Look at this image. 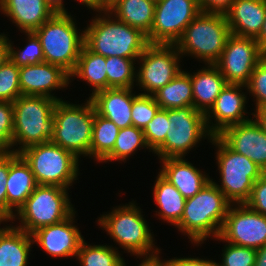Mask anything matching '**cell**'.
Returning a JSON list of instances; mask_svg holds the SVG:
<instances>
[{"instance_id":"6da1fadb","label":"cell","mask_w":266,"mask_h":266,"mask_svg":"<svg viewBox=\"0 0 266 266\" xmlns=\"http://www.w3.org/2000/svg\"><path fill=\"white\" fill-rule=\"evenodd\" d=\"M143 209L134 199L112 207L110 211L96 218L97 226L105 230L114 245L138 258H153L162 255V249L155 242L154 232L143 215ZM126 251V252H125Z\"/></svg>"},{"instance_id":"7a4b0ae2","label":"cell","mask_w":266,"mask_h":266,"mask_svg":"<svg viewBox=\"0 0 266 266\" xmlns=\"http://www.w3.org/2000/svg\"><path fill=\"white\" fill-rule=\"evenodd\" d=\"M231 205L210 180L199 193L186 199L181 220L174 227L181 235L188 237L192 245L201 247L208 238L213 240L220 235Z\"/></svg>"},{"instance_id":"3957f363","label":"cell","mask_w":266,"mask_h":266,"mask_svg":"<svg viewBox=\"0 0 266 266\" xmlns=\"http://www.w3.org/2000/svg\"><path fill=\"white\" fill-rule=\"evenodd\" d=\"M95 12L96 15H93L84 27V44L92 52L104 57L139 59L149 45L146 35L139 29L119 21L107 10Z\"/></svg>"},{"instance_id":"277c9868","label":"cell","mask_w":266,"mask_h":266,"mask_svg":"<svg viewBox=\"0 0 266 266\" xmlns=\"http://www.w3.org/2000/svg\"><path fill=\"white\" fill-rule=\"evenodd\" d=\"M56 103L53 98L34 95H21L12 103V152L19 154L29 146L51 141Z\"/></svg>"},{"instance_id":"5b68a950","label":"cell","mask_w":266,"mask_h":266,"mask_svg":"<svg viewBox=\"0 0 266 266\" xmlns=\"http://www.w3.org/2000/svg\"><path fill=\"white\" fill-rule=\"evenodd\" d=\"M73 16L71 12L56 13L33 31L42 45L44 62L61 67L69 75L75 69L85 40V29L78 27Z\"/></svg>"},{"instance_id":"8992f818","label":"cell","mask_w":266,"mask_h":266,"mask_svg":"<svg viewBox=\"0 0 266 266\" xmlns=\"http://www.w3.org/2000/svg\"><path fill=\"white\" fill-rule=\"evenodd\" d=\"M231 30L223 14L200 12L176 42L182 58L189 56L204 64H215L226 46Z\"/></svg>"},{"instance_id":"52a82bcc","label":"cell","mask_w":266,"mask_h":266,"mask_svg":"<svg viewBox=\"0 0 266 266\" xmlns=\"http://www.w3.org/2000/svg\"><path fill=\"white\" fill-rule=\"evenodd\" d=\"M70 102L65 99L57 101L55 105V125L51 142L72 152L79 159H90L94 104L89 97L82 104Z\"/></svg>"},{"instance_id":"ba28073f","label":"cell","mask_w":266,"mask_h":266,"mask_svg":"<svg viewBox=\"0 0 266 266\" xmlns=\"http://www.w3.org/2000/svg\"><path fill=\"white\" fill-rule=\"evenodd\" d=\"M219 181L211 180L232 204H243L249 199L254 182L265 172L250 158L230 149L218 136H212ZM217 149V150H216Z\"/></svg>"},{"instance_id":"9c48e42d","label":"cell","mask_w":266,"mask_h":266,"mask_svg":"<svg viewBox=\"0 0 266 266\" xmlns=\"http://www.w3.org/2000/svg\"><path fill=\"white\" fill-rule=\"evenodd\" d=\"M68 192L59 186L37 185L11 223L17 222L15 227L32 235L42 227L63 221L76 210Z\"/></svg>"},{"instance_id":"30bf717a","label":"cell","mask_w":266,"mask_h":266,"mask_svg":"<svg viewBox=\"0 0 266 266\" xmlns=\"http://www.w3.org/2000/svg\"><path fill=\"white\" fill-rule=\"evenodd\" d=\"M30 165L38 185L71 189L80 175V159L49 141L29 146L19 153Z\"/></svg>"},{"instance_id":"8fae6325","label":"cell","mask_w":266,"mask_h":266,"mask_svg":"<svg viewBox=\"0 0 266 266\" xmlns=\"http://www.w3.org/2000/svg\"><path fill=\"white\" fill-rule=\"evenodd\" d=\"M212 136L206 126L205 114L194 106L169 109L166 139L153 154L158 160L186 157L202 140L207 139L209 143Z\"/></svg>"},{"instance_id":"7c38bea8","label":"cell","mask_w":266,"mask_h":266,"mask_svg":"<svg viewBox=\"0 0 266 266\" xmlns=\"http://www.w3.org/2000/svg\"><path fill=\"white\" fill-rule=\"evenodd\" d=\"M181 60L175 45L149 44L137 60L135 87L141 94L153 95L182 70Z\"/></svg>"},{"instance_id":"4fadbf2b","label":"cell","mask_w":266,"mask_h":266,"mask_svg":"<svg viewBox=\"0 0 266 266\" xmlns=\"http://www.w3.org/2000/svg\"><path fill=\"white\" fill-rule=\"evenodd\" d=\"M200 12L199 0L157 1L153 26L146 36L148 43L175 45Z\"/></svg>"},{"instance_id":"5bb4252c","label":"cell","mask_w":266,"mask_h":266,"mask_svg":"<svg viewBox=\"0 0 266 266\" xmlns=\"http://www.w3.org/2000/svg\"><path fill=\"white\" fill-rule=\"evenodd\" d=\"M265 55L255 38L231 34L220 58L214 65L225 77L227 84L246 86L255 66Z\"/></svg>"},{"instance_id":"9a60e30c","label":"cell","mask_w":266,"mask_h":266,"mask_svg":"<svg viewBox=\"0 0 266 266\" xmlns=\"http://www.w3.org/2000/svg\"><path fill=\"white\" fill-rule=\"evenodd\" d=\"M225 242L253 248L266 245V216L243 204H232L219 235Z\"/></svg>"},{"instance_id":"2e32d148","label":"cell","mask_w":266,"mask_h":266,"mask_svg":"<svg viewBox=\"0 0 266 266\" xmlns=\"http://www.w3.org/2000/svg\"><path fill=\"white\" fill-rule=\"evenodd\" d=\"M247 95L248 91L245 85H225L213 106L205 114L206 126L213 136L219 135L231 125L243 123L253 118L250 116L253 115V112H248L247 107L249 106H246L249 101Z\"/></svg>"},{"instance_id":"e0dca14e","label":"cell","mask_w":266,"mask_h":266,"mask_svg":"<svg viewBox=\"0 0 266 266\" xmlns=\"http://www.w3.org/2000/svg\"><path fill=\"white\" fill-rule=\"evenodd\" d=\"M75 210L63 221L42 227L32 234L33 242L41 250L55 259L77 257L84 236L75 223L78 215Z\"/></svg>"},{"instance_id":"ac0fdd59","label":"cell","mask_w":266,"mask_h":266,"mask_svg":"<svg viewBox=\"0 0 266 266\" xmlns=\"http://www.w3.org/2000/svg\"><path fill=\"white\" fill-rule=\"evenodd\" d=\"M19 80L22 95L44 96L60 101L64 100L63 97L59 98L55 93L68 88L70 75L59 66L42 62L19 67Z\"/></svg>"},{"instance_id":"d6986e66","label":"cell","mask_w":266,"mask_h":266,"mask_svg":"<svg viewBox=\"0 0 266 266\" xmlns=\"http://www.w3.org/2000/svg\"><path fill=\"white\" fill-rule=\"evenodd\" d=\"M217 136L234 152L250 158L266 172V133L254 118L231 125Z\"/></svg>"},{"instance_id":"ffe728a7","label":"cell","mask_w":266,"mask_h":266,"mask_svg":"<svg viewBox=\"0 0 266 266\" xmlns=\"http://www.w3.org/2000/svg\"><path fill=\"white\" fill-rule=\"evenodd\" d=\"M37 185L30 165L20 154L9 152V173L6 182L8 223L12 222Z\"/></svg>"},{"instance_id":"44dd1931","label":"cell","mask_w":266,"mask_h":266,"mask_svg":"<svg viewBox=\"0 0 266 266\" xmlns=\"http://www.w3.org/2000/svg\"><path fill=\"white\" fill-rule=\"evenodd\" d=\"M159 173L174 185L185 199L193 197L211 180L203 169L185 157L160 159ZM203 170V171H202Z\"/></svg>"},{"instance_id":"7402d4cb","label":"cell","mask_w":266,"mask_h":266,"mask_svg":"<svg viewBox=\"0 0 266 266\" xmlns=\"http://www.w3.org/2000/svg\"><path fill=\"white\" fill-rule=\"evenodd\" d=\"M0 12L20 32H32L56 14L45 0H0Z\"/></svg>"},{"instance_id":"603a6c76","label":"cell","mask_w":266,"mask_h":266,"mask_svg":"<svg viewBox=\"0 0 266 266\" xmlns=\"http://www.w3.org/2000/svg\"><path fill=\"white\" fill-rule=\"evenodd\" d=\"M135 88H108L90 97L95 111L120 129L132 126L131 108Z\"/></svg>"},{"instance_id":"cb8c5ba5","label":"cell","mask_w":266,"mask_h":266,"mask_svg":"<svg viewBox=\"0 0 266 266\" xmlns=\"http://www.w3.org/2000/svg\"><path fill=\"white\" fill-rule=\"evenodd\" d=\"M266 0H234L225 14L231 34L256 38L261 31Z\"/></svg>"},{"instance_id":"d4e9b609","label":"cell","mask_w":266,"mask_h":266,"mask_svg":"<svg viewBox=\"0 0 266 266\" xmlns=\"http://www.w3.org/2000/svg\"><path fill=\"white\" fill-rule=\"evenodd\" d=\"M33 245L32 235L11 222H0V266H29Z\"/></svg>"},{"instance_id":"484cf974","label":"cell","mask_w":266,"mask_h":266,"mask_svg":"<svg viewBox=\"0 0 266 266\" xmlns=\"http://www.w3.org/2000/svg\"><path fill=\"white\" fill-rule=\"evenodd\" d=\"M193 89V106L196 110L206 114L215 103L221 90L227 84L225 77L214 64H205L191 73Z\"/></svg>"},{"instance_id":"4316f807","label":"cell","mask_w":266,"mask_h":266,"mask_svg":"<svg viewBox=\"0 0 266 266\" xmlns=\"http://www.w3.org/2000/svg\"><path fill=\"white\" fill-rule=\"evenodd\" d=\"M151 190L154 203L157 206L155 216L168 225L175 226L183 215L186 199L179 190L159 172Z\"/></svg>"},{"instance_id":"83f0119b","label":"cell","mask_w":266,"mask_h":266,"mask_svg":"<svg viewBox=\"0 0 266 266\" xmlns=\"http://www.w3.org/2000/svg\"><path fill=\"white\" fill-rule=\"evenodd\" d=\"M75 78L92 88L89 98L96 92L107 89L106 57L92 52L84 44L75 69L70 74V85Z\"/></svg>"},{"instance_id":"f1b7e54d","label":"cell","mask_w":266,"mask_h":266,"mask_svg":"<svg viewBox=\"0 0 266 266\" xmlns=\"http://www.w3.org/2000/svg\"><path fill=\"white\" fill-rule=\"evenodd\" d=\"M155 5L152 0H117L107 11L147 36L153 26Z\"/></svg>"},{"instance_id":"f546056e","label":"cell","mask_w":266,"mask_h":266,"mask_svg":"<svg viewBox=\"0 0 266 266\" xmlns=\"http://www.w3.org/2000/svg\"><path fill=\"white\" fill-rule=\"evenodd\" d=\"M153 96L157 104L164 110L193 106V89L189 70L182 69Z\"/></svg>"},{"instance_id":"4dcf8cb0","label":"cell","mask_w":266,"mask_h":266,"mask_svg":"<svg viewBox=\"0 0 266 266\" xmlns=\"http://www.w3.org/2000/svg\"><path fill=\"white\" fill-rule=\"evenodd\" d=\"M143 149L152 152L147 145L142 129L136 128L133 125L121 128L113 150L100 163L109 164V162L115 161L118 163L124 162L125 164L138 150Z\"/></svg>"},{"instance_id":"1f68e13d","label":"cell","mask_w":266,"mask_h":266,"mask_svg":"<svg viewBox=\"0 0 266 266\" xmlns=\"http://www.w3.org/2000/svg\"><path fill=\"white\" fill-rule=\"evenodd\" d=\"M120 128L111 120L94 112L90 158L100 163L114 148Z\"/></svg>"},{"instance_id":"d6a6232c","label":"cell","mask_w":266,"mask_h":266,"mask_svg":"<svg viewBox=\"0 0 266 266\" xmlns=\"http://www.w3.org/2000/svg\"><path fill=\"white\" fill-rule=\"evenodd\" d=\"M118 247L82 241L76 259L80 266H126Z\"/></svg>"},{"instance_id":"836d02e7","label":"cell","mask_w":266,"mask_h":266,"mask_svg":"<svg viewBox=\"0 0 266 266\" xmlns=\"http://www.w3.org/2000/svg\"><path fill=\"white\" fill-rule=\"evenodd\" d=\"M138 59L106 57V74L108 88H134Z\"/></svg>"},{"instance_id":"e575fe53","label":"cell","mask_w":266,"mask_h":266,"mask_svg":"<svg viewBox=\"0 0 266 266\" xmlns=\"http://www.w3.org/2000/svg\"><path fill=\"white\" fill-rule=\"evenodd\" d=\"M25 35L24 47H15L14 41L9 39V59L18 67L36 65L44 62L42 45L37 35L32 32H20Z\"/></svg>"},{"instance_id":"d590c367","label":"cell","mask_w":266,"mask_h":266,"mask_svg":"<svg viewBox=\"0 0 266 266\" xmlns=\"http://www.w3.org/2000/svg\"><path fill=\"white\" fill-rule=\"evenodd\" d=\"M160 109L153 95L137 93L135 90L131 108L132 125L143 129Z\"/></svg>"},{"instance_id":"8d00e7d4","label":"cell","mask_w":266,"mask_h":266,"mask_svg":"<svg viewBox=\"0 0 266 266\" xmlns=\"http://www.w3.org/2000/svg\"><path fill=\"white\" fill-rule=\"evenodd\" d=\"M21 95L19 67L8 58L0 67V101L13 103Z\"/></svg>"},{"instance_id":"74e56055","label":"cell","mask_w":266,"mask_h":266,"mask_svg":"<svg viewBox=\"0 0 266 266\" xmlns=\"http://www.w3.org/2000/svg\"><path fill=\"white\" fill-rule=\"evenodd\" d=\"M214 240L226 243L222 247V253L218 266H254L256 262V250L244 246H238L225 242L220 236Z\"/></svg>"},{"instance_id":"f35d334b","label":"cell","mask_w":266,"mask_h":266,"mask_svg":"<svg viewBox=\"0 0 266 266\" xmlns=\"http://www.w3.org/2000/svg\"><path fill=\"white\" fill-rule=\"evenodd\" d=\"M142 130L148 147L154 153L166 139L168 131V110L160 109Z\"/></svg>"},{"instance_id":"ab89813d","label":"cell","mask_w":266,"mask_h":266,"mask_svg":"<svg viewBox=\"0 0 266 266\" xmlns=\"http://www.w3.org/2000/svg\"><path fill=\"white\" fill-rule=\"evenodd\" d=\"M249 96L253 97L255 109L266 106V55L255 66L250 80L246 85Z\"/></svg>"},{"instance_id":"60d3db41","label":"cell","mask_w":266,"mask_h":266,"mask_svg":"<svg viewBox=\"0 0 266 266\" xmlns=\"http://www.w3.org/2000/svg\"><path fill=\"white\" fill-rule=\"evenodd\" d=\"M13 104L0 101V152H12Z\"/></svg>"},{"instance_id":"b9f144b4","label":"cell","mask_w":266,"mask_h":266,"mask_svg":"<svg viewBox=\"0 0 266 266\" xmlns=\"http://www.w3.org/2000/svg\"><path fill=\"white\" fill-rule=\"evenodd\" d=\"M245 204L266 216V172L254 182L251 195Z\"/></svg>"},{"instance_id":"7bdbcfd3","label":"cell","mask_w":266,"mask_h":266,"mask_svg":"<svg viewBox=\"0 0 266 266\" xmlns=\"http://www.w3.org/2000/svg\"><path fill=\"white\" fill-rule=\"evenodd\" d=\"M9 173V152H0V222L7 223V189Z\"/></svg>"},{"instance_id":"ee69618b","label":"cell","mask_w":266,"mask_h":266,"mask_svg":"<svg viewBox=\"0 0 266 266\" xmlns=\"http://www.w3.org/2000/svg\"><path fill=\"white\" fill-rule=\"evenodd\" d=\"M210 258H199L195 257V256H186V257H173V258H168V259H164L169 266H218L217 265V260H213Z\"/></svg>"},{"instance_id":"f6af8a7d","label":"cell","mask_w":266,"mask_h":266,"mask_svg":"<svg viewBox=\"0 0 266 266\" xmlns=\"http://www.w3.org/2000/svg\"><path fill=\"white\" fill-rule=\"evenodd\" d=\"M234 0H199L201 12L225 15Z\"/></svg>"},{"instance_id":"bcb514c9","label":"cell","mask_w":266,"mask_h":266,"mask_svg":"<svg viewBox=\"0 0 266 266\" xmlns=\"http://www.w3.org/2000/svg\"><path fill=\"white\" fill-rule=\"evenodd\" d=\"M5 32L0 33V67L9 58V37Z\"/></svg>"},{"instance_id":"7dc6e473","label":"cell","mask_w":266,"mask_h":266,"mask_svg":"<svg viewBox=\"0 0 266 266\" xmlns=\"http://www.w3.org/2000/svg\"><path fill=\"white\" fill-rule=\"evenodd\" d=\"M138 266H169L161 255L153 258H139Z\"/></svg>"},{"instance_id":"c3c4849f","label":"cell","mask_w":266,"mask_h":266,"mask_svg":"<svg viewBox=\"0 0 266 266\" xmlns=\"http://www.w3.org/2000/svg\"><path fill=\"white\" fill-rule=\"evenodd\" d=\"M252 117L266 133V106L255 109Z\"/></svg>"},{"instance_id":"681fc988","label":"cell","mask_w":266,"mask_h":266,"mask_svg":"<svg viewBox=\"0 0 266 266\" xmlns=\"http://www.w3.org/2000/svg\"><path fill=\"white\" fill-rule=\"evenodd\" d=\"M255 40L257 41L259 47L266 53V10L261 31L258 34V36L255 38Z\"/></svg>"},{"instance_id":"f907efd6","label":"cell","mask_w":266,"mask_h":266,"mask_svg":"<svg viewBox=\"0 0 266 266\" xmlns=\"http://www.w3.org/2000/svg\"><path fill=\"white\" fill-rule=\"evenodd\" d=\"M45 2L56 11V13H68L64 0H45Z\"/></svg>"},{"instance_id":"816d5d0a","label":"cell","mask_w":266,"mask_h":266,"mask_svg":"<svg viewBox=\"0 0 266 266\" xmlns=\"http://www.w3.org/2000/svg\"><path fill=\"white\" fill-rule=\"evenodd\" d=\"M254 266H266V245L256 250V262Z\"/></svg>"},{"instance_id":"f5cc1de1","label":"cell","mask_w":266,"mask_h":266,"mask_svg":"<svg viewBox=\"0 0 266 266\" xmlns=\"http://www.w3.org/2000/svg\"><path fill=\"white\" fill-rule=\"evenodd\" d=\"M76 2H78V4H81L82 6L84 5V7H87V10L92 11L93 12L95 10H100V0H74Z\"/></svg>"},{"instance_id":"db71d44e","label":"cell","mask_w":266,"mask_h":266,"mask_svg":"<svg viewBox=\"0 0 266 266\" xmlns=\"http://www.w3.org/2000/svg\"><path fill=\"white\" fill-rule=\"evenodd\" d=\"M117 0H100V10H107Z\"/></svg>"}]
</instances>
